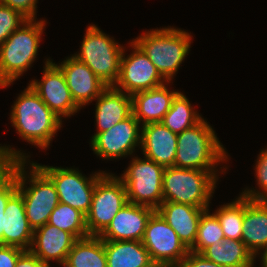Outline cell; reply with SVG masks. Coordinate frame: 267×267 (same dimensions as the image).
I'll return each instance as SVG.
<instances>
[{"instance_id":"4fadbf2b","label":"cell","mask_w":267,"mask_h":267,"mask_svg":"<svg viewBox=\"0 0 267 267\" xmlns=\"http://www.w3.org/2000/svg\"><path fill=\"white\" fill-rule=\"evenodd\" d=\"M132 53L121 58L120 73L114 88L132 95L139 91L162 86L167 81L160 75L147 55L134 43L130 42Z\"/></svg>"},{"instance_id":"8992f818","label":"cell","mask_w":267,"mask_h":267,"mask_svg":"<svg viewBox=\"0 0 267 267\" xmlns=\"http://www.w3.org/2000/svg\"><path fill=\"white\" fill-rule=\"evenodd\" d=\"M217 171L165 167L162 183L163 202L209 208L219 178Z\"/></svg>"},{"instance_id":"8d00e7d4","label":"cell","mask_w":267,"mask_h":267,"mask_svg":"<svg viewBox=\"0 0 267 267\" xmlns=\"http://www.w3.org/2000/svg\"><path fill=\"white\" fill-rule=\"evenodd\" d=\"M178 267H225V266L218 265L208 260L200 253L189 251V253L182 260L181 264Z\"/></svg>"},{"instance_id":"4316f807","label":"cell","mask_w":267,"mask_h":267,"mask_svg":"<svg viewBox=\"0 0 267 267\" xmlns=\"http://www.w3.org/2000/svg\"><path fill=\"white\" fill-rule=\"evenodd\" d=\"M194 108L187 97L179 92L172 100L171 107L161 123L174 133H182L185 129L193 127L203 119Z\"/></svg>"},{"instance_id":"e575fe53","label":"cell","mask_w":267,"mask_h":267,"mask_svg":"<svg viewBox=\"0 0 267 267\" xmlns=\"http://www.w3.org/2000/svg\"><path fill=\"white\" fill-rule=\"evenodd\" d=\"M28 157V154L26 156L25 153L15 150L11 146H0V168H7L12 161H28Z\"/></svg>"},{"instance_id":"5b68a950","label":"cell","mask_w":267,"mask_h":267,"mask_svg":"<svg viewBox=\"0 0 267 267\" xmlns=\"http://www.w3.org/2000/svg\"><path fill=\"white\" fill-rule=\"evenodd\" d=\"M227 153L212 126L203 118L177 135L174 167L217 170L220 162L228 161Z\"/></svg>"},{"instance_id":"1f68e13d","label":"cell","mask_w":267,"mask_h":267,"mask_svg":"<svg viewBox=\"0 0 267 267\" xmlns=\"http://www.w3.org/2000/svg\"><path fill=\"white\" fill-rule=\"evenodd\" d=\"M255 165L254 170L259 190L248 187L241 195L252 200H267V148L261 150Z\"/></svg>"},{"instance_id":"ac0fdd59","label":"cell","mask_w":267,"mask_h":267,"mask_svg":"<svg viewBox=\"0 0 267 267\" xmlns=\"http://www.w3.org/2000/svg\"><path fill=\"white\" fill-rule=\"evenodd\" d=\"M76 240L71 233L46 223L33 231L29 251L40 261L49 265L50 261L67 260L68 253Z\"/></svg>"},{"instance_id":"484cf974","label":"cell","mask_w":267,"mask_h":267,"mask_svg":"<svg viewBox=\"0 0 267 267\" xmlns=\"http://www.w3.org/2000/svg\"><path fill=\"white\" fill-rule=\"evenodd\" d=\"M67 261L72 267H107L104 240L99 236L77 239Z\"/></svg>"},{"instance_id":"e0dca14e","label":"cell","mask_w":267,"mask_h":267,"mask_svg":"<svg viewBox=\"0 0 267 267\" xmlns=\"http://www.w3.org/2000/svg\"><path fill=\"white\" fill-rule=\"evenodd\" d=\"M177 133L172 132L161 122L147 123L141 128V152L163 167L174 166Z\"/></svg>"},{"instance_id":"74e56055","label":"cell","mask_w":267,"mask_h":267,"mask_svg":"<svg viewBox=\"0 0 267 267\" xmlns=\"http://www.w3.org/2000/svg\"><path fill=\"white\" fill-rule=\"evenodd\" d=\"M15 267H47V265L28 250L19 256Z\"/></svg>"},{"instance_id":"5bb4252c","label":"cell","mask_w":267,"mask_h":267,"mask_svg":"<svg viewBox=\"0 0 267 267\" xmlns=\"http://www.w3.org/2000/svg\"><path fill=\"white\" fill-rule=\"evenodd\" d=\"M44 64L41 81L33 79L29 86L58 117H71L81 108L74 102L64 74L50 58Z\"/></svg>"},{"instance_id":"9a60e30c","label":"cell","mask_w":267,"mask_h":267,"mask_svg":"<svg viewBox=\"0 0 267 267\" xmlns=\"http://www.w3.org/2000/svg\"><path fill=\"white\" fill-rule=\"evenodd\" d=\"M56 65L64 74L73 100L80 108L92 103L108 87L85 63L72 55Z\"/></svg>"},{"instance_id":"3957f363","label":"cell","mask_w":267,"mask_h":267,"mask_svg":"<svg viewBox=\"0 0 267 267\" xmlns=\"http://www.w3.org/2000/svg\"><path fill=\"white\" fill-rule=\"evenodd\" d=\"M182 29L162 27L140 34L134 42L154 64L160 75L171 82L190 52L192 36Z\"/></svg>"},{"instance_id":"d6a6232c","label":"cell","mask_w":267,"mask_h":267,"mask_svg":"<svg viewBox=\"0 0 267 267\" xmlns=\"http://www.w3.org/2000/svg\"><path fill=\"white\" fill-rule=\"evenodd\" d=\"M28 19L0 2V45Z\"/></svg>"},{"instance_id":"7c38bea8","label":"cell","mask_w":267,"mask_h":267,"mask_svg":"<svg viewBox=\"0 0 267 267\" xmlns=\"http://www.w3.org/2000/svg\"><path fill=\"white\" fill-rule=\"evenodd\" d=\"M142 125L131 114L105 132H96L91 138L93 152L102 159H119L133 155L141 145Z\"/></svg>"},{"instance_id":"f546056e","label":"cell","mask_w":267,"mask_h":267,"mask_svg":"<svg viewBox=\"0 0 267 267\" xmlns=\"http://www.w3.org/2000/svg\"><path fill=\"white\" fill-rule=\"evenodd\" d=\"M225 239L220 222L214 213H210L209 208L202 212L198 224L197 237L194 246L190 251L201 253L208 246Z\"/></svg>"},{"instance_id":"44dd1931","label":"cell","mask_w":267,"mask_h":267,"mask_svg":"<svg viewBox=\"0 0 267 267\" xmlns=\"http://www.w3.org/2000/svg\"><path fill=\"white\" fill-rule=\"evenodd\" d=\"M205 209L208 208L175 202H162L157 212L166 220L183 244L190 250L194 246L199 220Z\"/></svg>"},{"instance_id":"ffe728a7","label":"cell","mask_w":267,"mask_h":267,"mask_svg":"<svg viewBox=\"0 0 267 267\" xmlns=\"http://www.w3.org/2000/svg\"><path fill=\"white\" fill-rule=\"evenodd\" d=\"M241 241L256 258L267 249V200L244 197Z\"/></svg>"},{"instance_id":"83f0119b","label":"cell","mask_w":267,"mask_h":267,"mask_svg":"<svg viewBox=\"0 0 267 267\" xmlns=\"http://www.w3.org/2000/svg\"><path fill=\"white\" fill-rule=\"evenodd\" d=\"M48 224L71 233L76 239L89 236L85 215L79 210L60 202L52 211Z\"/></svg>"},{"instance_id":"ab89813d","label":"cell","mask_w":267,"mask_h":267,"mask_svg":"<svg viewBox=\"0 0 267 267\" xmlns=\"http://www.w3.org/2000/svg\"><path fill=\"white\" fill-rule=\"evenodd\" d=\"M59 265H62V267H72L71 264L67 260L56 262ZM47 267H51L50 264L47 265Z\"/></svg>"},{"instance_id":"52a82bcc","label":"cell","mask_w":267,"mask_h":267,"mask_svg":"<svg viewBox=\"0 0 267 267\" xmlns=\"http://www.w3.org/2000/svg\"><path fill=\"white\" fill-rule=\"evenodd\" d=\"M124 48L98 26L91 24L86 29L80 51L72 56L85 63L105 85L114 86L120 73Z\"/></svg>"},{"instance_id":"d590c367","label":"cell","mask_w":267,"mask_h":267,"mask_svg":"<svg viewBox=\"0 0 267 267\" xmlns=\"http://www.w3.org/2000/svg\"><path fill=\"white\" fill-rule=\"evenodd\" d=\"M23 252L24 250L17 247L0 245V267H15Z\"/></svg>"},{"instance_id":"277c9868","label":"cell","mask_w":267,"mask_h":267,"mask_svg":"<svg viewBox=\"0 0 267 267\" xmlns=\"http://www.w3.org/2000/svg\"><path fill=\"white\" fill-rule=\"evenodd\" d=\"M45 22L28 19L0 45V88L8 87L32 67Z\"/></svg>"},{"instance_id":"30bf717a","label":"cell","mask_w":267,"mask_h":267,"mask_svg":"<svg viewBox=\"0 0 267 267\" xmlns=\"http://www.w3.org/2000/svg\"><path fill=\"white\" fill-rule=\"evenodd\" d=\"M54 183L59 202L69 205L85 216L88 213L97 180L105 173H92L88 178L76 168L40 165L34 162Z\"/></svg>"},{"instance_id":"7402d4cb","label":"cell","mask_w":267,"mask_h":267,"mask_svg":"<svg viewBox=\"0 0 267 267\" xmlns=\"http://www.w3.org/2000/svg\"><path fill=\"white\" fill-rule=\"evenodd\" d=\"M5 214L7 218L3 231V245L28 251L34 230L28 223L23 197L18 191L8 200Z\"/></svg>"},{"instance_id":"6da1fadb","label":"cell","mask_w":267,"mask_h":267,"mask_svg":"<svg viewBox=\"0 0 267 267\" xmlns=\"http://www.w3.org/2000/svg\"><path fill=\"white\" fill-rule=\"evenodd\" d=\"M11 107L10 122L17 134L34 146L48 148L62 127V119L41 100L29 84Z\"/></svg>"},{"instance_id":"7a4b0ae2","label":"cell","mask_w":267,"mask_h":267,"mask_svg":"<svg viewBox=\"0 0 267 267\" xmlns=\"http://www.w3.org/2000/svg\"><path fill=\"white\" fill-rule=\"evenodd\" d=\"M26 162L30 163V168L25 165ZM25 166L30 172L26 171ZM8 168L16 176L17 191L23 197L30 227L35 230L48 223L52 211L59 203V196L52 180L34 162L31 163L29 160L12 161Z\"/></svg>"},{"instance_id":"ba28073f","label":"cell","mask_w":267,"mask_h":267,"mask_svg":"<svg viewBox=\"0 0 267 267\" xmlns=\"http://www.w3.org/2000/svg\"><path fill=\"white\" fill-rule=\"evenodd\" d=\"M132 158L128 168L119 176L126 187L128 202L157 210L163 202V173L165 167L143 156Z\"/></svg>"},{"instance_id":"d4e9b609","label":"cell","mask_w":267,"mask_h":267,"mask_svg":"<svg viewBox=\"0 0 267 267\" xmlns=\"http://www.w3.org/2000/svg\"><path fill=\"white\" fill-rule=\"evenodd\" d=\"M202 254L208 260L225 267H253L256 258L241 240L224 239L205 248Z\"/></svg>"},{"instance_id":"f35d334b","label":"cell","mask_w":267,"mask_h":267,"mask_svg":"<svg viewBox=\"0 0 267 267\" xmlns=\"http://www.w3.org/2000/svg\"><path fill=\"white\" fill-rule=\"evenodd\" d=\"M261 267H267V249L261 253Z\"/></svg>"},{"instance_id":"8fae6325","label":"cell","mask_w":267,"mask_h":267,"mask_svg":"<svg viewBox=\"0 0 267 267\" xmlns=\"http://www.w3.org/2000/svg\"><path fill=\"white\" fill-rule=\"evenodd\" d=\"M141 242L157 267H178L190 251L157 210L148 219Z\"/></svg>"},{"instance_id":"4dcf8cb0","label":"cell","mask_w":267,"mask_h":267,"mask_svg":"<svg viewBox=\"0 0 267 267\" xmlns=\"http://www.w3.org/2000/svg\"><path fill=\"white\" fill-rule=\"evenodd\" d=\"M17 192L15 174L7 167L0 168V245H3V231L5 230V209L8 200Z\"/></svg>"},{"instance_id":"f1b7e54d","label":"cell","mask_w":267,"mask_h":267,"mask_svg":"<svg viewBox=\"0 0 267 267\" xmlns=\"http://www.w3.org/2000/svg\"><path fill=\"white\" fill-rule=\"evenodd\" d=\"M234 201L221 205L215 210V215L220 222L225 239L241 240L244 220V196Z\"/></svg>"},{"instance_id":"d6986e66","label":"cell","mask_w":267,"mask_h":267,"mask_svg":"<svg viewBox=\"0 0 267 267\" xmlns=\"http://www.w3.org/2000/svg\"><path fill=\"white\" fill-rule=\"evenodd\" d=\"M168 83L131 95L132 114L141 125L161 122L169 111L172 100L180 91L169 90Z\"/></svg>"},{"instance_id":"603a6c76","label":"cell","mask_w":267,"mask_h":267,"mask_svg":"<svg viewBox=\"0 0 267 267\" xmlns=\"http://www.w3.org/2000/svg\"><path fill=\"white\" fill-rule=\"evenodd\" d=\"M95 100L96 132H105L132 114L131 95L113 86H108Z\"/></svg>"},{"instance_id":"2e32d148","label":"cell","mask_w":267,"mask_h":267,"mask_svg":"<svg viewBox=\"0 0 267 267\" xmlns=\"http://www.w3.org/2000/svg\"><path fill=\"white\" fill-rule=\"evenodd\" d=\"M154 211L153 208L128 202L99 237L105 241H141Z\"/></svg>"},{"instance_id":"cb8c5ba5","label":"cell","mask_w":267,"mask_h":267,"mask_svg":"<svg viewBox=\"0 0 267 267\" xmlns=\"http://www.w3.org/2000/svg\"><path fill=\"white\" fill-rule=\"evenodd\" d=\"M107 267H157L141 241H105Z\"/></svg>"},{"instance_id":"836d02e7","label":"cell","mask_w":267,"mask_h":267,"mask_svg":"<svg viewBox=\"0 0 267 267\" xmlns=\"http://www.w3.org/2000/svg\"><path fill=\"white\" fill-rule=\"evenodd\" d=\"M13 10L19 11L27 19H36L38 0H0Z\"/></svg>"},{"instance_id":"9c48e42d","label":"cell","mask_w":267,"mask_h":267,"mask_svg":"<svg viewBox=\"0 0 267 267\" xmlns=\"http://www.w3.org/2000/svg\"><path fill=\"white\" fill-rule=\"evenodd\" d=\"M127 204L123 181L118 176L105 172L96 182L92 203L85 216L89 236H99Z\"/></svg>"}]
</instances>
